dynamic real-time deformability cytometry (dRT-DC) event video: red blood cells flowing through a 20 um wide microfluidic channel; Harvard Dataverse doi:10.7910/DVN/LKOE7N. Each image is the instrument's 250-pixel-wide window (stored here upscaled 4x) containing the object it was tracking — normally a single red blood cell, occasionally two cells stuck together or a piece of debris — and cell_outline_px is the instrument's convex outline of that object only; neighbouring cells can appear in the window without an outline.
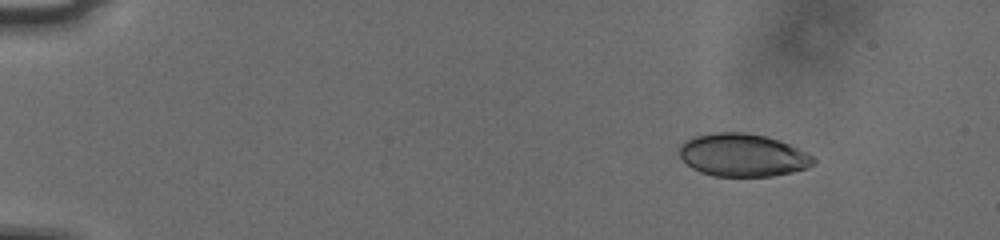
{"species": "human", "species_latin": "Homo sapiens", "temperature_condition": "cold", "stored_images_in_passage": 14, "camera_frame_rate_fps": 3000, "um_per_image_px": 0.085, "donor": {"sex": "male"}, "frame": {"image": 1, "passage_image": 1, "time_ms": 0.0, "image_size_px": [1000, 240], "cell_outline_px": [[800, 168], [784, 172], [760, 176], [724, 176], [708, 172], [684, 148], [688, 144], [696, 140], [708, 136], [756, 136], [772, 140], [788, 148]], "centroid_in_image_um": [63.05, 13.25], "position_along_channel_um": 22.0, "area_um2": 25.61}}
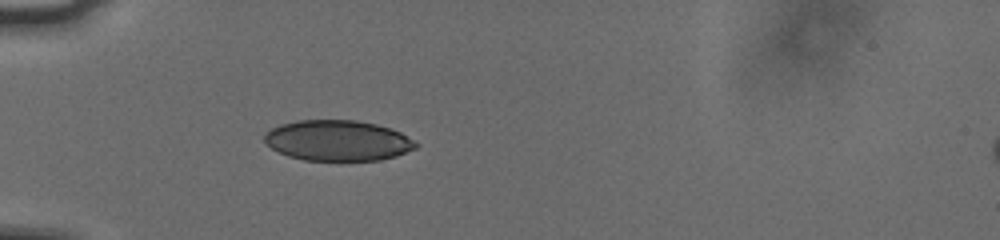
{"frame": {"image": 2, "passage_image": 12, "time_ms": 3.667, "image_size_px": [1000, 240], "cell_outline_px": [[408, 148], [400, 152], [388, 156], [368, 160], [316, 160], [272, 132], [280, 128], [292, 124], [316, 120], [336, 120], [368, 124], [384, 128], [396, 132], [404, 136]], "centroid_in_image_um": [29.11, 11.91], "position_along_channel_um": 55.9, "area_um2": 28.55}}